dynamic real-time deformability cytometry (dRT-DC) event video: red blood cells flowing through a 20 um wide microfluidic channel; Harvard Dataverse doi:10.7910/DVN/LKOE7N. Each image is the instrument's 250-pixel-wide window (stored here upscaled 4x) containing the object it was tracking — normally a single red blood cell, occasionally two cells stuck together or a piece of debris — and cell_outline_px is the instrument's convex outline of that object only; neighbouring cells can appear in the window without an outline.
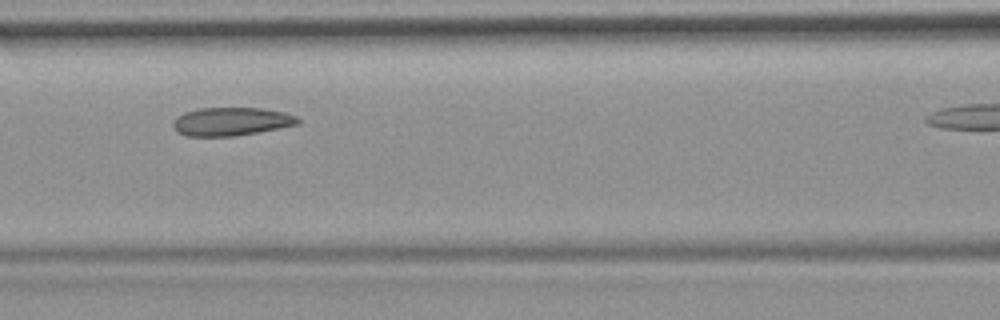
{"species": "common noctule bat (a hibernating species)", "species_latin": "Nyctalus noctula", "temperature_condition": "room temperature", "stored_images_in_passage": 37, "camera_frame_rate_fps": 3000, "um_per_image_px": 0.085, "animal": {"sex": "female", "body_mass_g": 19.9}, "frame": {"image": 1, "passage_image": 16, "time_ms": 5.0, "image_size_px": [1000, 320], "cell_outline_px": [[300, 124], [280, 128], [232, 136], [188, 136], [176, 132], [172, 124], [172, 120], [176, 116], [184, 112], [196, 108], [264, 108], [284, 112], [296, 116], [300, 120]], "centroid_in_image_um": [19.62, 10.32], "position_along_channel_um": 147.0, "area_um2": 20.75}}